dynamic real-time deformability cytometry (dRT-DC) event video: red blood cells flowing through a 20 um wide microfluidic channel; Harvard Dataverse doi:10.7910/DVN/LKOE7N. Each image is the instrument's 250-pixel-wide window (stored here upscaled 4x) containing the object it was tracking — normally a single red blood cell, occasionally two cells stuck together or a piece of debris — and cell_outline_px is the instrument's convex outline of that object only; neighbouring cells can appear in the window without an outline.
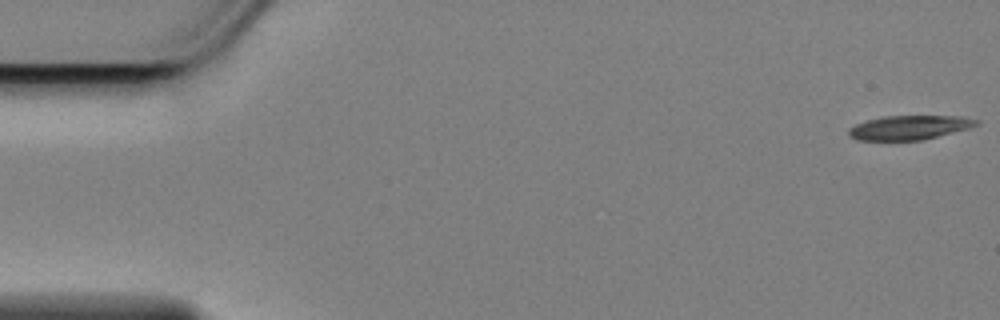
{"species": "Egyptian fruit bat (a non-hibernating species)", "species_latin": "Rousettus aegyptiacus", "temperature_condition": "cold", "stored_images_in_passage": 7, "camera_frame_rate_fps": 3000, "um_per_image_px": 0.085, "animal": {"sex": "female"}, "frame": {"image": 1, "passage_image": 1, "time_ms": 0.0, "image_size_px": [1000, 320], "cell_outline_px": [[980, 124], [968, 128], [924, 140], [856, 140], [848, 136], [848, 128], [856, 124], [868, 120], [884, 116], [960, 116], [980, 120]], "centroid_in_image_um": [77.29, 10.84], "position_along_channel_um": 7.7, "area_um2": 18.03}}